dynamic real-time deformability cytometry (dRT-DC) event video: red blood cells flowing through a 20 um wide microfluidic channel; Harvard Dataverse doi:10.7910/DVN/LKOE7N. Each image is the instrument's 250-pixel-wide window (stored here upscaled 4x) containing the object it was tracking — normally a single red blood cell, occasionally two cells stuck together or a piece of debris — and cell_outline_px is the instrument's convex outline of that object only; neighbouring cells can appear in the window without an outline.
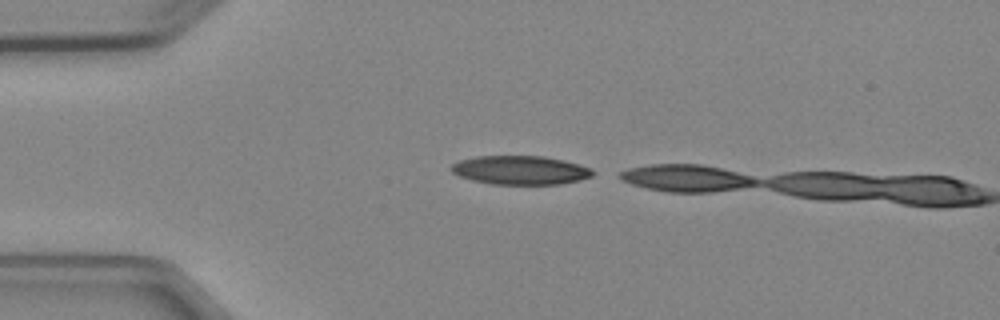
{"species": "Egyptian fruit bat (a non-hibernating species)", "species_latin": "Rousettus aegyptiacus", "temperature_condition": "cold", "stored_images_in_passage": 2, "camera_frame_rate_fps": 3000, "um_per_image_px": 0.085, "animal": {"sex": "female"}, "frame": {"image": 1, "passage_image": 1, "time_ms": 0.0, "image_size_px": [1000, 320], "cell_outline_px": [[596, 172], [592, 176], [580, 180], [560, 184], [492, 184], [472, 180], [460, 176], [452, 172], [452, 164], [460, 160], [476, 156], [544, 156], [564, 160], [580, 164], [592, 168]], "centroid_in_image_um": [44.28, 14.46], "position_along_channel_um": 40.7, "area_um2": 23.81}}